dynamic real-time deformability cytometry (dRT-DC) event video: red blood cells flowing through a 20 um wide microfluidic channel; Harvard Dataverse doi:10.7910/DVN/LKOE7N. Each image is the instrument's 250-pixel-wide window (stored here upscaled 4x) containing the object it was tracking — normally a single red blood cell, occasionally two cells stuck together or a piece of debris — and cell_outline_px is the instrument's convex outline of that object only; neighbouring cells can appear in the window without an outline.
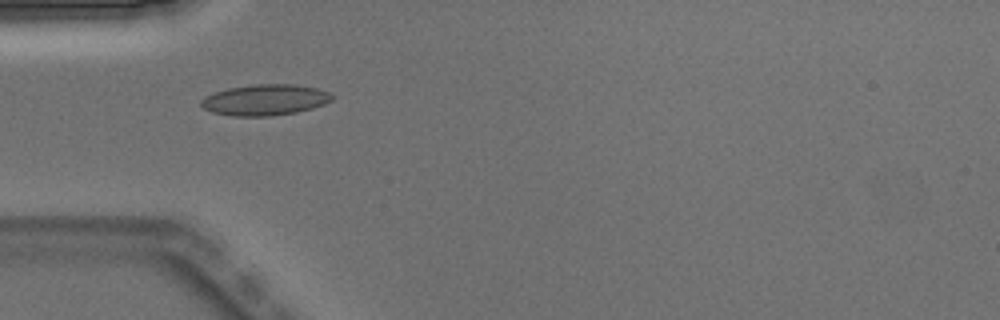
{"species": "Egyptian fruit bat (a non-hibernating species)", "species_latin": "Rousettus aegyptiacus", "temperature_condition": "warm", "stored_images_in_passage": 3, "camera_frame_rate_fps": 3000, "um_per_image_px": 0.085, "animal": {"sex": "male"}, "frame": {"image": 1, "passage_image": 1, "time_ms": 0.0, "image_size_px": [1000, 320], "cell_outline_px": [[332, 100], [324, 104], [312, 108], [296, 112], [272, 116], [232, 116], [212, 112], [204, 108], [200, 104], [200, 100], [204, 96], [212, 92], [228, 88], [256, 84], [292, 84], [316, 88], [328, 92], [332, 96]], "centroid_in_image_um": [22.48, 8.49], "position_along_channel_um": 62.5, "area_um2": 23.64}}